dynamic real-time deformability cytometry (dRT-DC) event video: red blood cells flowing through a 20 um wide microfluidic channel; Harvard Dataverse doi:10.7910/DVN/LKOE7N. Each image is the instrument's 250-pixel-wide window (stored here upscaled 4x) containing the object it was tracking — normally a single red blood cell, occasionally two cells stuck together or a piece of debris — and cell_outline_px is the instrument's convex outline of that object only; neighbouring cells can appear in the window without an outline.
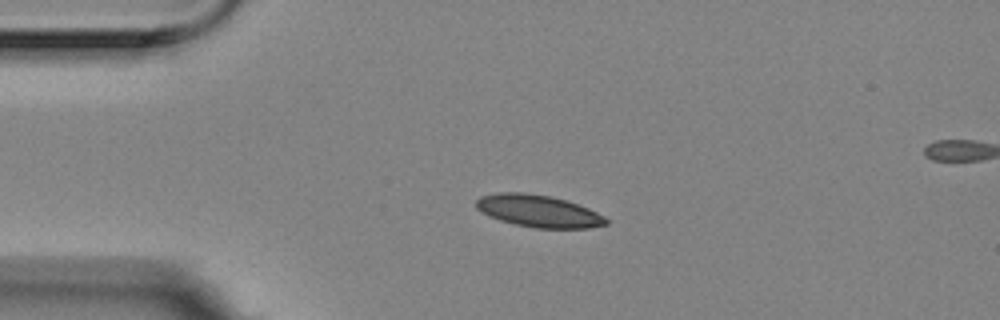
{"species": "Egyptian fruit bat (a non-hibernating species)", "species_latin": "Rousettus aegyptiacus", "temperature_condition": "room temperature", "stored_images_in_passage": 3, "segment_of_instrument_passage": [1, 2], "camera_frame_rate_fps": 3000, "um_per_image_px": 0.085, "animal": {"sex": "female"}, "frame": {"image": 1, "passage_image": 1, "time_ms": 0.0, "image_size_px": [1000, 320], "cell_outline_px": [[608, 224], [588, 228], [536, 228], [516, 224], [500, 220], [488, 216], [476, 208], [476, 200], [480, 196], [500, 192], [524, 192], [552, 196], [568, 200], [588, 208], [604, 216], [608, 220]], "centroid_in_image_um": [45.77, 17.93], "position_along_channel_um": 39.2, "area_um2": 24.45}}